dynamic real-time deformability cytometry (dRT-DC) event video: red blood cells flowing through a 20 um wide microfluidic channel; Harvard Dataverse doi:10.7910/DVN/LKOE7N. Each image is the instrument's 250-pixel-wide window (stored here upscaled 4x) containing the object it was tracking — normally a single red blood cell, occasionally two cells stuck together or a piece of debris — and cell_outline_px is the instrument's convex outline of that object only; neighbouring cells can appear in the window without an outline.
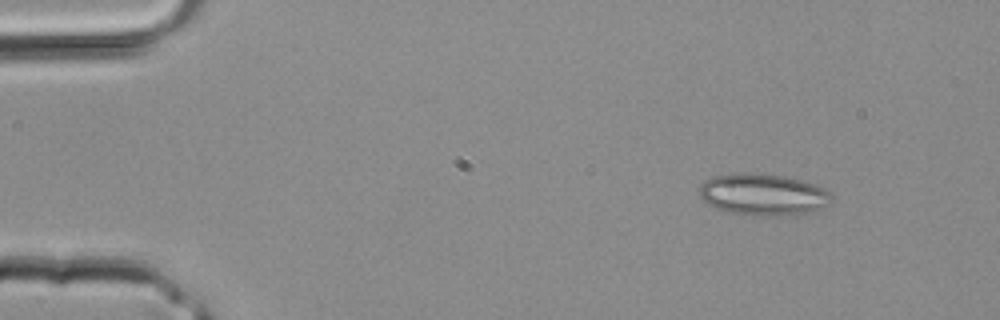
{"species": "common noctule bat (a hibernating species)", "species_latin": "Nyctalus noctula", "temperature_condition": "room temperature", "stored_images_in_passage": 4, "camera_frame_rate_fps": 3000, "um_per_image_px": 0.085, "animal": {"sex": "male", "body_mass_g": 20.4}, "frame": {"image": 1, "passage_image": 1, "time_ms": 0.0, "image_size_px": [1000, 320], "cell_outline_px": [[832, 200], [828, 204], [808, 212], [796, 216], [752, 216], [724, 212], [708, 204], [700, 196], [700, 184], [704, 180], [712, 176], [780, 176], [800, 180], [816, 184], [824, 188], [832, 196]], "centroid_in_image_um": [64.88, 16.61], "position_along_channel_um": 20.1, "area_um2": 31.39}}
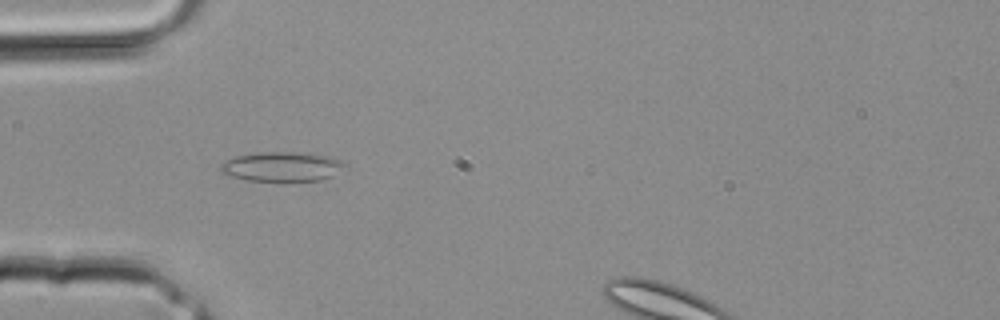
{"frame": {"image": 2, "passage_image": 3, "time_ms": 0.667, "image_size_px": [1000, 320], "cell_outline_px": [[344, 164], [332, 176], [320, 180], [248, 180], [228, 176], [220, 172], [220, 164], [224, 160], [236, 156], [256, 152], [296, 152], [324, 156], [340, 160]], "centroid_in_image_um": [23.83, 14.15], "position_along_channel_um": 61.2, "area_um2": 20.92}}
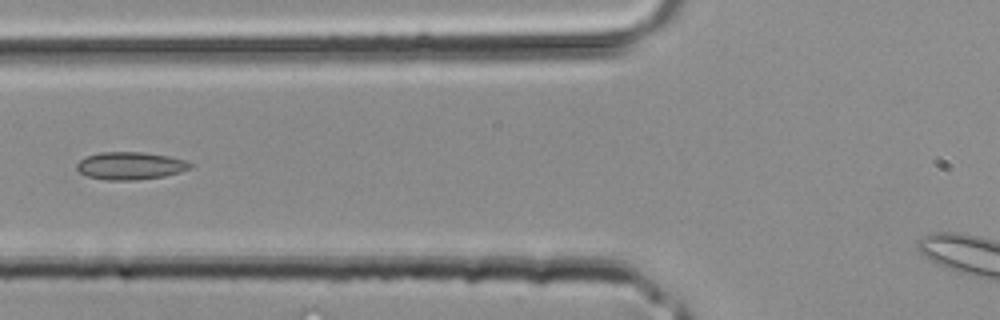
{"frame": {"image": 3, "passage_image": 4, "time_ms": 1.0, "image_size_px": [1000, 320], "cell_outline_px": [[192, 168], [180, 172], [164, 176], [136, 180], [104, 180], [88, 176], [80, 172], [76, 168], [76, 164], [84, 156], [100, 152], [140, 152], [168, 156], [188, 160], [192, 164]], "centroid_in_image_um": [11.08, 14.09], "position_along_channel_um": 114.7, "area_um2": 18.38}}